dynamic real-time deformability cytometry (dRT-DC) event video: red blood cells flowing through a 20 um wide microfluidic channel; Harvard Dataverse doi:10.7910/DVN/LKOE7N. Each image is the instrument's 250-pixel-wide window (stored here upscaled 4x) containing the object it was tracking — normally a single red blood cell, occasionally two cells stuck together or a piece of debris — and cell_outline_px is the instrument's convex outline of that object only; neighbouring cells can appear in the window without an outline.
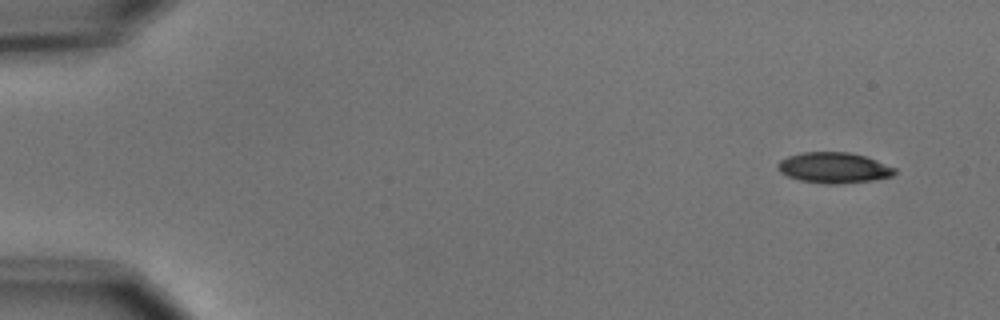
{"species": "common noctule bat (a hibernating species)", "species_latin": "Nyctalus noctula", "temperature_condition": "cold", "stored_images_in_passage": 7, "camera_frame_rate_fps": 3000, "um_per_image_px": 0.085, "animal": {"sex": "male", "body_mass_g": 15.6}, "frame": {"image": 1, "passage_image": 1, "time_ms": 0.0, "image_size_px": [1000, 320], "cell_outline_px": [[896, 172], [892, 176], [872, 180], [836, 184], [828, 184], [800, 180], [788, 176], [780, 172], [776, 164], [780, 160], [788, 156], [800, 152], [848, 152], [864, 156], [876, 160], [896, 168]], "centroid_in_image_um": [70.86, 14.25], "position_along_channel_um": 14.1, "area_um2": 20.81}}
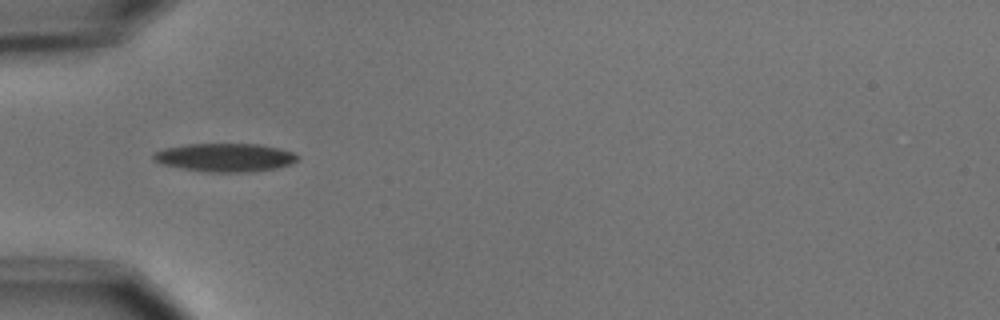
{"frame": {"image": 2, "passage_image": 5, "time_ms": 4.667, "image_size_px": [1000, 320], "cell_outline_px": [[300, 156], [292, 164], [276, 168], [252, 172], [208, 172], [180, 168], [160, 164], [152, 160], [152, 156], [156, 152], [164, 148], [184, 144], [260, 144], [292, 152]], "centroid_in_image_um": [19.1, 13.39], "position_along_channel_um": 65.9, "area_um2": 23.93}}
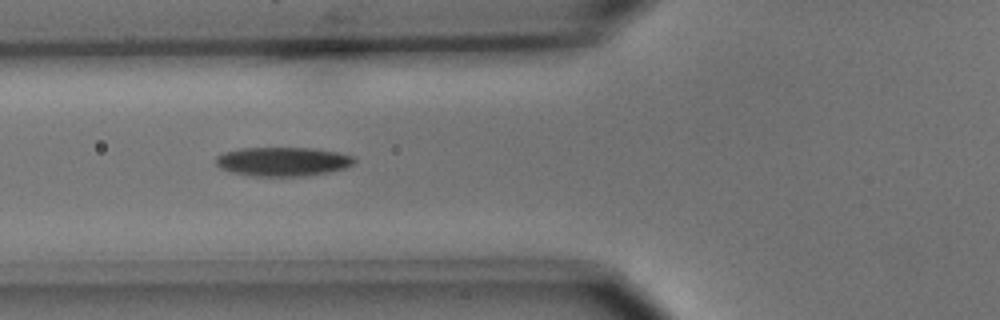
{"frame": {"image": 3, "passage_image": 6, "time_ms": 5.667, "image_size_px": [1000, 320], "cell_outline_px": [[356, 160], [348, 168], [328, 172], [304, 176], [256, 176], [232, 172], [220, 168], [216, 164], [216, 156], [224, 152], [240, 148], [312, 148], [340, 152], [352, 156]], "centroid_in_image_um": [24.06, 13.73], "position_along_channel_um": 101.7, "area_um2": 23.47}}